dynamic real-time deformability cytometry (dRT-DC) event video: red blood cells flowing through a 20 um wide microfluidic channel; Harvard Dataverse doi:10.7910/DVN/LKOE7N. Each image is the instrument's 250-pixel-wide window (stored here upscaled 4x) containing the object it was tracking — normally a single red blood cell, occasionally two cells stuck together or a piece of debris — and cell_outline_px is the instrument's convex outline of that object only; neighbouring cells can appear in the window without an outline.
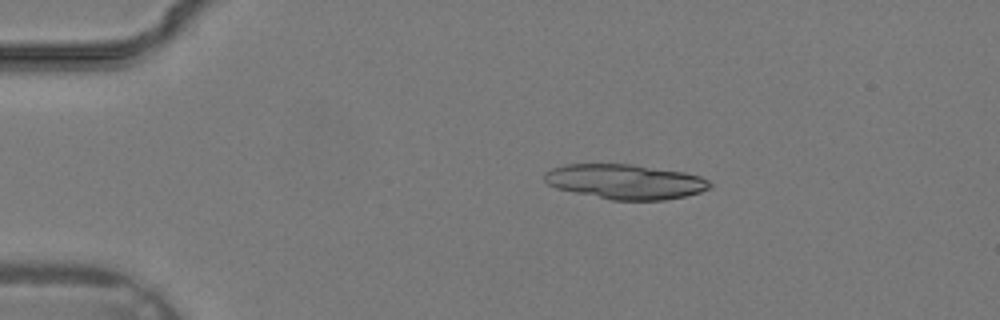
{"species": "common noctule bat (a hibernating species)", "species_latin": "Nyctalus noctula", "temperature_condition": "warm", "stored_images_in_passage": 30, "camera_frame_rate_fps": 3000, "um_per_image_px": 0.085, "animal": {"sex": "male", "body_mass_g": 19.2, "forearm_length_mm": 51.8}, "frame": {"image": 1, "passage_image": 1, "time_ms": 0.0, "image_size_px": [1000, 320], "cell_outline_px": [[712, 184], [708, 188], [700, 192], [684, 196], [664, 200], [612, 200], [556, 188], [548, 184], [544, 180], [544, 172], [552, 168], [564, 164], [632, 164], [684, 172], [700, 176], [708, 180]], "centroid_in_image_um": [53.13, 15.43], "position_along_channel_um": 31.9, "area_um2": 33.47}}
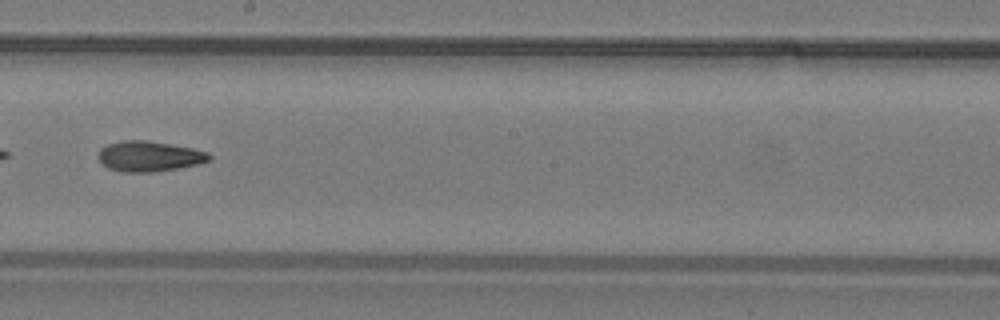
{"frame": {"image": 2, "passage_image": 15, "time_ms": 4.667, "image_size_px": [1000, 320], "cell_outline_px": [[212, 156], [208, 160], [196, 164], [176, 168], [152, 172], [120, 172], [108, 168], [96, 156], [100, 148], [108, 144], [124, 140], [144, 140], [192, 148], [208, 152]], "centroid_in_image_um": [12.63, 13.28], "position_along_channel_um": 235.6, "area_um2": 19.42}}
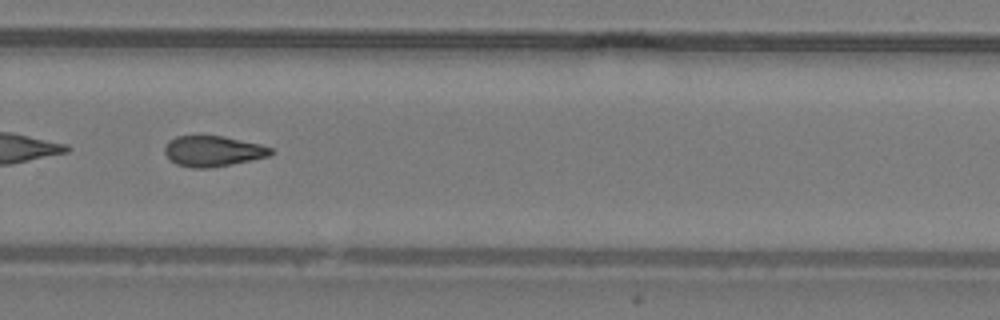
{"frame": {"image": 3, "passage_image": 19, "time_ms": 6.0, "image_size_px": [1000, 320], "cell_outline_px": [[272, 152], [268, 156], [252, 160], [208, 168], [192, 168], [176, 164], [164, 152], [164, 148], [168, 140], [176, 136], [224, 136], [260, 144], [272, 148]], "centroid_in_image_um": [18.08, 12.84], "position_along_channel_um": 311.7, "area_um2": 18.79}}